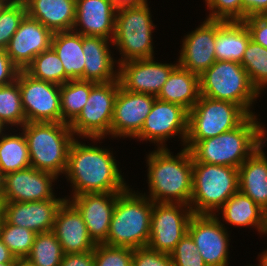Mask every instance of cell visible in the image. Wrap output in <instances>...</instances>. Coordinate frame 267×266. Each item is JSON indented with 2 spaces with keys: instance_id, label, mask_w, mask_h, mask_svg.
Returning <instances> with one entry per match:
<instances>
[{
  "instance_id": "1",
  "label": "cell",
  "mask_w": 267,
  "mask_h": 266,
  "mask_svg": "<svg viewBox=\"0 0 267 266\" xmlns=\"http://www.w3.org/2000/svg\"><path fill=\"white\" fill-rule=\"evenodd\" d=\"M105 141V138H75L72 141L65 178H62V181L66 179V186H70L66 200L86 193H121L131 185L122 173L124 167L114 156L117 152L112 146H102Z\"/></svg>"
},
{
  "instance_id": "2",
  "label": "cell",
  "mask_w": 267,
  "mask_h": 266,
  "mask_svg": "<svg viewBox=\"0 0 267 266\" xmlns=\"http://www.w3.org/2000/svg\"><path fill=\"white\" fill-rule=\"evenodd\" d=\"M174 153L170 148L148 150L144 156L148 191L139 192L152 202L190 205L193 158L185 147Z\"/></svg>"
},
{
  "instance_id": "3",
  "label": "cell",
  "mask_w": 267,
  "mask_h": 266,
  "mask_svg": "<svg viewBox=\"0 0 267 266\" xmlns=\"http://www.w3.org/2000/svg\"><path fill=\"white\" fill-rule=\"evenodd\" d=\"M249 115L238 127L201 141H186L193 162L239 168L267 140V124Z\"/></svg>"
},
{
  "instance_id": "4",
  "label": "cell",
  "mask_w": 267,
  "mask_h": 266,
  "mask_svg": "<svg viewBox=\"0 0 267 266\" xmlns=\"http://www.w3.org/2000/svg\"><path fill=\"white\" fill-rule=\"evenodd\" d=\"M130 185L118 193L105 245L131 249L147 247L153 202Z\"/></svg>"
},
{
  "instance_id": "5",
  "label": "cell",
  "mask_w": 267,
  "mask_h": 266,
  "mask_svg": "<svg viewBox=\"0 0 267 266\" xmlns=\"http://www.w3.org/2000/svg\"><path fill=\"white\" fill-rule=\"evenodd\" d=\"M20 129L27 140L31 167L63 178L69 148L75 139L69 124L27 122Z\"/></svg>"
},
{
  "instance_id": "6",
  "label": "cell",
  "mask_w": 267,
  "mask_h": 266,
  "mask_svg": "<svg viewBox=\"0 0 267 266\" xmlns=\"http://www.w3.org/2000/svg\"><path fill=\"white\" fill-rule=\"evenodd\" d=\"M151 1L136 7L118 9L112 43L119 56L118 65L137 59L155 57L154 32L157 25L152 20ZM156 30V31H155ZM119 53V54H118Z\"/></svg>"
},
{
  "instance_id": "7",
  "label": "cell",
  "mask_w": 267,
  "mask_h": 266,
  "mask_svg": "<svg viewBox=\"0 0 267 266\" xmlns=\"http://www.w3.org/2000/svg\"><path fill=\"white\" fill-rule=\"evenodd\" d=\"M199 84L201 96L229 101L239 105L248 115H260L255 112V107L258 100L261 102V94L240 63L215 61L199 75Z\"/></svg>"
},
{
  "instance_id": "8",
  "label": "cell",
  "mask_w": 267,
  "mask_h": 266,
  "mask_svg": "<svg viewBox=\"0 0 267 266\" xmlns=\"http://www.w3.org/2000/svg\"><path fill=\"white\" fill-rule=\"evenodd\" d=\"M238 169L230 166L193 162V214L214 215L237 191Z\"/></svg>"
},
{
  "instance_id": "9",
  "label": "cell",
  "mask_w": 267,
  "mask_h": 266,
  "mask_svg": "<svg viewBox=\"0 0 267 266\" xmlns=\"http://www.w3.org/2000/svg\"><path fill=\"white\" fill-rule=\"evenodd\" d=\"M249 115L237 104L199 97L188 112L186 141H201L238 127Z\"/></svg>"
},
{
  "instance_id": "10",
  "label": "cell",
  "mask_w": 267,
  "mask_h": 266,
  "mask_svg": "<svg viewBox=\"0 0 267 266\" xmlns=\"http://www.w3.org/2000/svg\"><path fill=\"white\" fill-rule=\"evenodd\" d=\"M119 79L96 83L79 115L69 124L75 138H105L110 129L115 100L120 88Z\"/></svg>"
},
{
  "instance_id": "11",
  "label": "cell",
  "mask_w": 267,
  "mask_h": 266,
  "mask_svg": "<svg viewBox=\"0 0 267 266\" xmlns=\"http://www.w3.org/2000/svg\"><path fill=\"white\" fill-rule=\"evenodd\" d=\"M188 134V111L182 106L155 99L141 131L133 138L142 144L149 143L155 149L169 148L171 139H179L184 147ZM178 136V137H177ZM149 141V142H148ZM144 142V143H143Z\"/></svg>"
},
{
  "instance_id": "12",
  "label": "cell",
  "mask_w": 267,
  "mask_h": 266,
  "mask_svg": "<svg viewBox=\"0 0 267 266\" xmlns=\"http://www.w3.org/2000/svg\"><path fill=\"white\" fill-rule=\"evenodd\" d=\"M193 215L189 205L153 202L147 247L170 254L187 234L188 224Z\"/></svg>"
},
{
  "instance_id": "13",
  "label": "cell",
  "mask_w": 267,
  "mask_h": 266,
  "mask_svg": "<svg viewBox=\"0 0 267 266\" xmlns=\"http://www.w3.org/2000/svg\"><path fill=\"white\" fill-rule=\"evenodd\" d=\"M27 122H61L60 85L20 70L16 78Z\"/></svg>"
},
{
  "instance_id": "14",
  "label": "cell",
  "mask_w": 267,
  "mask_h": 266,
  "mask_svg": "<svg viewBox=\"0 0 267 266\" xmlns=\"http://www.w3.org/2000/svg\"><path fill=\"white\" fill-rule=\"evenodd\" d=\"M231 232L214 215L194 214L187 229L207 266H231Z\"/></svg>"
},
{
  "instance_id": "15",
  "label": "cell",
  "mask_w": 267,
  "mask_h": 266,
  "mask_svg": "<svg viewBox=\"0 0 267 266\" xmlns=\"http://www.w3.org/2000/svg\"><path fill=\"white\" fill-rule=\"evenodd\" d=\"M58 179L60 178L56 175L37 170L34 167L5 174L3 181L4 202L66 199L65 196L56 193L57 191L55 189H58V187L55 185L59 181L61 182Z\"/></svg>"
},
{
  "instance_id": "16",
  "label": "cell",
  "mask_w": 267,
  "mask_h": 266,
  "mask_svg": "<svg viewBox=\"0 0 267 266\" xmlns=\"http://www.w3.org/2000/svg\"><path fill=\"white\" fill-rule=\"evenodd\" d=\"M175 60L167 62L151 57L123 62L119 64L120 85L130 92L157 97L169 74L178 65L177 57Z\"/></svg>"
},
{
  "instance_id": "17",
  "label": "cell",
  "mask_w": 267,
  "mask_h": 266,
  "mask_svg": "<svg viewBox=\"0 0 267 266\" xmlns=\"http://www.w3.org/2000/svg\"><path fill=\"white\" fill-rule=\"evenodd\" d=\"M155 99L153 95L130 92L120 86L114 105L110 139L119 141L130 138L131 141L141 131Z\"/></svg>"
},
{
  "instance_id": "18",
  "label": "cell",
  "mask_w": 267,
  "mask_h": 266,
  "mask_svg": "<svg viewBox=\"0 0 267 266\" xmlns=\"http://www.w3.org/2000/svg\"><path fill=\"white\" fill-rule=\"evenodd\" d=\"M200 24V25H199ZM193 30L186 32L180 39L177 55L178 65L192 73L201 75L215 63L214 44L217 20L202 19Z\"/></svg>"
},
{
  "instance_id": "19",
  "label": "cell",
  "mask_w": 267,
  "mask_h": 266,
  "mask_svg": "<svg viewBox=\"0 0 267 266\" xmlns=\"http://www.w3.org/2000/svg\"><path fill=\"white\" fill-rule=\"evenodd\" d=\"M53 34L38 20L26 15L10 39L6 53L20 70H25L37 55L51 47Z\"/></svg>"
},
{
  "instance_id": "20",
  "label": "cell",
  "mask_w": 267,
  "mask_h": 266,
  "mask_svg": "<svg viewBox=\"0 0 267 266\" xmlns=\"http://www.w3.org/2000/svg\"><path fill=\"white\" fill-rule=\"evenodd\" d=\"M117 198L118 193H86L69 199L81 213L95 244H103L107 239Z\"/></svg>"
},
{
  "instance_id": "21",
  "label": "cell",
  "mask_w": 267,
  "mask_h": 266,
  "mask_svg": "<svg viewBox=\"0 0 267 266\" xmlns=\"http://www.w3.org/2000/svg\"><path fill=\"white\" fill-rule=\"evenodd\" d=\"M66 199H48L32 202H4L3 218L16 225L35 232L52 231L56 213Z\"/></svg>"
},
{
  "instance_id": "22",
  "label": "cell",
  "mask_w": 267,
  "mask_h": 266,
  "mask_svg": "<svg viewBox=\"0 0 267 266\" xmlns=\"http://www.w3.org/2000/svg\"><path fill=\"white\" fill-rule=\"evenodd\" d=\"M52 232L56 235L64 254L93 251L95 243L90 238L81 213L69 201L59 207Z\"/></svg>"
},
{
  "instance_id": "23",
  "label": "cell",
  "mask_w": 267,
  "mask_h": 266,
  "mask_svg": "<svg viewBox=\"0 0 267 266\" xmlns=\"http://www.w3.org/2000/svg\"><path fill=\"white\" fill-rule=\"evenodd\" d=\"M82 49L85 61L84 80L96 83L118 80V57L114 52L112 40L82 35Z\"/></svg>"
},
{
  "instance_id": "24",
  "label": "cell",
  "mask_w": 267,
  "mask_h": 266,
  "mask_svg": "<svg viewBox=\"0 0 267 266\" xmlns=\"http://www.w3.org/2000/svg\"><path fill=\"white\" fill-rule=\"evenodd\" d=\"M214 216L227 230L233 227L246 230L248 228L253 232L257 231L260 238L264 237L267 213L239 190L222 205Z\"/></svg>"
},
{
  "instance_id": "25",
  "label": "cell",
  "mask_w": 267,
  "mask_h": 266,
  "mask_svg": "<svg viewBox=\"0 0 267 266\" xmlns=\"http://www.w3.org/2000/svg\"><path fill=\"white\" fill-rule=\"evenodd\" d=\"M116 12L111 0H76V17L72 31L112 40Z\"/></svg>"
},
{
  "instance_id": "26",
  "label": "cell",
  "mask_w": 267,
  "mask_h": 266,
  "mask_svg": "<svg viewBox=\"0 0 267 266\" xmlns=\"http://www.w3.org/2000/svg\"><path fill=\"white\" fill-rule=\"evenodd\" d=\"M267 140L238 168L239 191L267 213Z\"/></svg>"
},
{
  "instance_id": "27",
  "label": "cell",
  "mask_w": 267,
  "mask_h": 266,
  "mask_svg": "<svg viewBox=\"0 0 267 266\" xmlns=\"http://www.w3.org/2000/svg\"><path fill=\"white\" fill-rule=\"evenodd\" d=\"M27 15L38 20L53 33L72 31L76 17V0H23Z\"/></svg>"
},
{
  "instance_id": "28",
  "label": "cell",
  "mask_w": 267,
  "mask_h": 266,
  "mask_svg": "<svg viewBox=\"0 0 267 266\" xmlns=\"http://www.w3.org/2000/svg\"><path fill=\"white\" fill-rule=\"evenodd\" d=\"M251 40V35L243 21L217 20L215 39L216 61L240 63Z\"/></svg>"
},
{
  "instance_id": "29",
  "label": "cell",
  "mask_w": 267,
  "mask_h": 266,
  "mask_svg": "<svg viewBox=\"0 0 267 266\" xmlns=\"http://www.w3.org/2000/svg\"><path fill=\"white\" fill-rule=\"evenodd\" d=\"M199 97V75L177 65L169 74L156 98L178 104L189 112Z\"/></svg>"
},
{
  "instance_id": "30",
  "label": "cell",
  "mask_w": 267,
  "mask_h": 266,
  "mask_svg": "<svg viewBox=\"0 0 267 266\" xmlns=\"http://www.w3.org/2000/svg\"><path fill=\"white\" fill-rule=\"evenodd\" d=\"M51 47L61 60L65 70V83L69 80H84V53L82 35L74 31L55 32Z\"/></svg>"
},
{
  "instance_id": "31",
  "label": "cell",
  "mask_w": 267,
  "mask_h": 266,
  "mask_svg": "<svg viewBox=\"0 0 267 266\" xmlns=\"http://www.w3.org/2000/svg\"><path fill=\"white\" fill-rule=\"evenodd\" d=\"M31 167L27 140L20 128L0 134V172L5 175Z\"/></svg>"
},
{
  "instance_id": "32",
  "label": "cell",
  "mask_w": 267,
  "mask_h": 266,
  "mask_svg": "<svg viewBox=\"0 0 267 266\" xmlns=\"http://www.w3.org/2000/svg\"><path fill=\"white\" fill-rule=\"evenodd\" d=\"M96 82L69 80L60 86L61 122L70 124L87 102Z\"/></svg>"
},
{
  "instance_id": "33",
  "label": "cell",
  "mask_w": 267,
  "mask_h": 266,
  "mask_svg": "<svg viewBox=\"0 0 267 266\" xmlns=\"http://www.w3.org/2000/svg\"><path fill=\"white\" fill-rule=\"evenodd\" d=\"M26 123L17 80L0 86V125L4 129L21 128Z\"/></svg>"
},
{
  "instance_id": "34",
  "label": "cell",
  "mask_w": 267,
  "mask_h": 266,
  "mask_svg": "<svg viewBox=\"0 0 267 266\" xmlns=\"http://www.w3.org/2000/svg\"><path fill=\"white\" fill-rule=\"evenodd\" d=\"M31 77L57 85L65 83V70L52 47L37 55L24 70Z\"/></svg>"
},
{
  "instance_id": "35",
  "label": "cell",
  "mask_w": 267,
  "mask_h": 266,
  "mask_svg": "<svg viewBox=\"0 0 267 266\" xmlns=\"http://www.w3.org/2000/svg\"><path fill=\"white\" fill-rule=\"evenodd\" d=\"M241 65L246 70L252 85L257 91L261 95L267 93V48L250 40Z\"/></svg>"
},
{
  "instance_id": "36",
  "label": "cell",
  "mask_w": 267,
  "mask_h": 266,
  "mask_svg": "<svg viewBox=\"0 0 267 266\" xmlns=\"http://www.w3.org/2000/svg\"><path fill=\"white\" fill-rule=\"evenodd\" d=\"M63 255L56 235L49 231L36 234L26 259L36 266H60Z\"/></svg>"
},
{
  "instance_id": "37",
  "label": "cell",
  "mask_w": 267,
  "mask_h": 266,
  "mask_svg": "<svg viewBox=\"0 0 267 266\" xmlns=\"http://www.w3.org/2000/svg\"><path fill=\"white\" fill-rule=\"evenodd\" d=\"M36 233L28 228L9 224L4 218L0 223V238L16 259L28 257Z\"/></svg>"
},
{
  "instance_id": "38",
  "label": "cell",
  "mask_w": 267,
  "mask_h": 266,
  "mask_svg": "<svg viewBox=\"0 0 267 266\" xmlns=\"http://www.w3.org/2000/svg\"><path fill=\"white\" fill-rule=\"evenodd\" d=\"M26 15L27 10L23 0H14L2 5L0 8V49L7 48L10 39Z\"/></svg>"
},
{
  "instance_id": "39",
  "label": "cell",
  "mask_w": 267,
  "mask_h": 266,
  "mask_svg": "<svg viewBox=\"0 0 267 266\" xmlns=\"http://www.w3.org/2000/svg\"><path fill=\"white\" fill-rule=\"evenodd\" d=\"M134 249L96 244L93 250L95 266H132Z\"/></svg>"
},
{
  "instance_id": "40",
  "label": "cell",
  "mask_w": 267,
  "mask_h": 266,
  "mask_svg": "<svg viewBox=\"0 0 267 266\" xmlns=\"http://www.w3.org/2000/svg\"><path fill=\"white\" fill-rule=\"evenodd\" d=\"M205 18L209 20L242 21V0H203Z\"/></svg>"
},
{
  "instance_id": "41",
  "label": "cell",
  "mask_w": 267,
  "mask_h": 266,
  "mask_svg": "<svg viewBox=\"0 0 267 266\" xmlns=\"http://www.w3.org/2000/svg\"><path fill=\"white\" fill-rule=\"evenodd\" d=\"M170 255L173 266H207L188 233L180 240Z\"/></svg>"
},
{
  "instance_id": "42",
  "label": "cell",
  "mask_w": 267,
  "mask_h": 266,
  "mask_svg": "<svg viewBox=\"0 0 267 266\" xmlns=\"http://www.w3.org/2000/svg\"><path fill=\"white\" fill-rule=\"evenodd\" d=\"M132 266H173L171 255L148 247L134 249Z\"/></svg>"
},
{
  "instance_id": "43",
  "label": "cell",
  "mask_w": 267,
  "mask_h": 266,
  "mask_svg": "<svg viewBox=\"0 0 267 266\" xmlns=\"http://www.w3.org/2000/svg\"><path fill=\"white\" fill-rule=\"evenodd\" d=\"M248 28L251 40L267 48V15H255L243 20Z\"/></svg>"
},
{
  "instance_id": "44",
  "label": "cell",
  "mask_w": 267,
  "mask_h": 266,
  "mask_svg": "<svg viewBox=\"0 0 267 266\" xmlns=\"http://www.w3.org/2000/svg\"><path fill=\"white\" fill-rule=\"evenodd\" d=\"M20 69L11 61L6 50L0 49V86L14 82Z\"/></svg>"
},
{
  "instance_id": "45",
  "label": "cell",
  "mask_w": 267,
  "mask_h": 266,
  "mask_svg": "<svg viewBox=\"0 0 267 266\" xmlns=\"http://www.w3.org/2000/svg\"><path fill=\"white\" fill-rule=\"evenodd\" d=\"M60 266H95L93 251L64 254Z\"/></svg>"
},
{
  "instance_id": "46",
  "label": "cell",
  "mask_w": 267,
  "mask_h": 266,
  "mask_svg": "<svg viewBox=\"0 0 267 266\" xmlns=\"http://www.w3.org/2000/svg\"><path fill=\"white\" fill-rule=\"evenodd\" d=\"M255 15H267V0H242V21Z\"/></svg>"
},
{
  "instance_id": "47",
  "label": "cell",
  "mask_w": 267,
  "mask_h": 266,
  "mask_svg": "<svg viewBox=\"0 0 267 266\" xmlns=\"http://www.w3.org/2000/svg\"><path fill=\"white\" fill-rule=\"evenodd\" d=\"M16 258L9 251L8 247L0 238V264L1 263H16Z\"/></svg>"
},
{
  "instance_id": "48",
  "label": "cell",
  "mask_w": 267,
  "mask_h": 266,
  "mask_svg": "<svg viewBox=\"0 0 267 266\" xmlns=\"http://www.w3.org/2000/svg\"><path fill=\"white\" fill-rule=\"evenodd\" d=\"M116 10L126 7H136L144 4L148 0H111Z\"/></svg>"
},
{
  "instance_id": "49",
  "label": "cell",
  "mask_w": 267,
  "mask_h": 266,
  "mask_svg": "<svg viewBox=\"0 0 267 266\" xmlns=\"http://www.w3.org/2000/svg\"><path fill=\"white\" fill-rule=\"evenodd\" d=\"M257 261L259 262V263H257V265L249 263V265L247 264V265H244V266H267V245L263 249V251L258 253Z\"/></svg>"
},
{
  "instance_id": "50",
  "label": "cell",
  "mask_w": 267,
  "mask_h": 266,
  "mask_svg": "<svg viewBox=\"0 0 267 266\" xmlns=\"http://www.w3.org/2000/svg\"><path fill=\"white\" fill-rule=\"evenodd\" d=\"M16 266H36L32 264L29 260L25 259H17Z\"/></svg>"
},
{
  "instance_id": "51",
  "label": "cell",
  "mask_w": 267,
  "mask_h": 266,
  "mask_svg": "<svg viewBox=\"0 0 267 266\" xmlns=\"http://www.w3.org/2000/svg\"><path fill=\"white\" fill-rule=\"evenodd\" d=\"M3 181H4V175L0 172V202H4Z\"/></svg>"
},
{
  "instance_id": "52",
  "label": "cell",
  "mask_w": 267,
  "mask_h": 266,
  "mask_svg": "<svg viewBox=\"0 0 267 266\" xmlns=\"http://www.w3.org/2000/svg\"><path fill=\"white\" fill-rule=\"evenodd\" d=\"M4 202H0V223L2 221V218H3V204Z\"/></svg>"
},
{
  "instance_id": "53",
  "label": "cell",
  "mask_w": 267,
  "mask_h": 266,
  "mask_svg": "<svg viewBox=\"0 0 267 266\" xmlns=\"http://www.w3.org/2000/svg\"><path fill=\"white\" fill-rule=\"evenodd\" d=\"M0 266H16V263H1Z\"/></svg>"
},
{
  "instance_id": "54",
  "label": "cell",
  "mask_w": 267,
  "mask_h": 266,
  "mask_svg": "<svg viewBox=\"0 0 267 266\" xmlns=\"http://www.w3.org/2000/svg\"><path fill=\"white\" fill-rule=\"evenodd\" d=\"M265 237H267V224H266V231H265V234H264V240L266 239L267 240V238H265Z\"/></svg>"
},
{
  "instance_id": "55",
  "label": "cell",
  "mask_w": 267,
  "mask_h": 266,
  "mask_svg": "<svg viewBox=\"0 0 267 266\" xmlns=\"http://www.w3.org/2000/svg\"><path fill=\"white\" fill-rule=\"evenodd\" d=\"M4 3H8V2H11V1H14V0H2Z\"/></svg>"
},
{
  "instance_id": "56",
  "label": "cell",
  "mask_w": 267,
  "mask_h": 266,
  "mask_svg": "<svg viewBox=\"0 0 267 266\" xmlns=\"http://www.w3.org/2000/svg\"><path fill=\"white\" fill-rule=\"evenodd\" d=\"M3 4H4V2L2 0H0V8L2 7Z\"/></svg>"
},
{
  "instance_id": "57",
  "label": "cell",
  "mask_w": 267,
  "mask_h": 266,
  "mask_svg": "<svg viewBox=\"0 0 267 266\" xmlns=\"http://www.w3.org/2000/svg\"><path fill=\"white\" fill-rule=\"evenodd\" d=\"M4 130V128L0 125V134Z\"/></svg>"
}]
</instances>
